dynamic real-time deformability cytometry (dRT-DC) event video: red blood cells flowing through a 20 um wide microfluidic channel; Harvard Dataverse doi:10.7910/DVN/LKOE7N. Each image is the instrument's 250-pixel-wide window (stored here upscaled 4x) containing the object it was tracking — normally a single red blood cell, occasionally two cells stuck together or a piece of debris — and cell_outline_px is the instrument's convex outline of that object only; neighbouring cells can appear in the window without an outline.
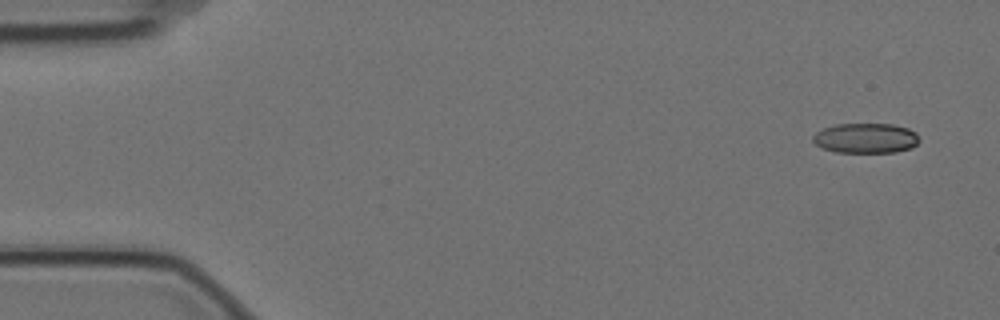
{"species": "Egyptian fruit bat (a non-hibernating species)", "species_latin": "Rousettus aegyptiacus", "temperature_condition": "cold", "stored_images_in_passage": 14, "camera_frame_rate_fps": 3000, "um_per_image_px": 0.085, "animal": {"sex": "female"}, "frame": {"image": 1, "passage_image": 1, "time_ms": 0.0, "image_size_px": [1000, 320], "cell_outline_px": [[920, 140], [912, 148], [896, 152], [836, 152], [824, 148], [816, 144], [812, 140], [812, 136], [816, 132], [824, 128], [836, 124], [892, 124], [908, 128], [916, 132]], "centroid_in_image_um": [73.61, 11.74], "position_along_channel_um": 11.4, "area_um2": 18.61}}
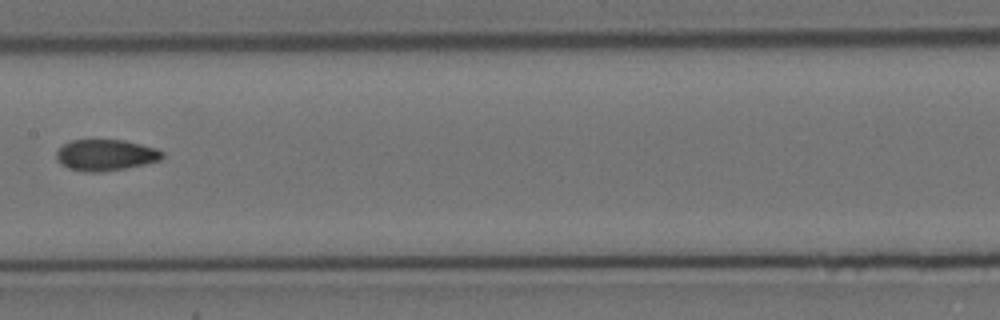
{"frame": {"image": 2, "passage_image": 7, "time_ms": 2.0, "image_size_px": [1000, 320], "cell_outline_px": [[164, 156], [160, 160], [144, 164], [124, 168], [100, 172], [84, 172], [68, 168], [60, 164], [56, 160], [56, 152], [64, 144], [72, 140], [124, 140], [156, 148], [164, 152]], "centroid_in_image_um": [8.96, 13.18], "position_along_channel_um": 198.4, "area_um2": 19.25}}
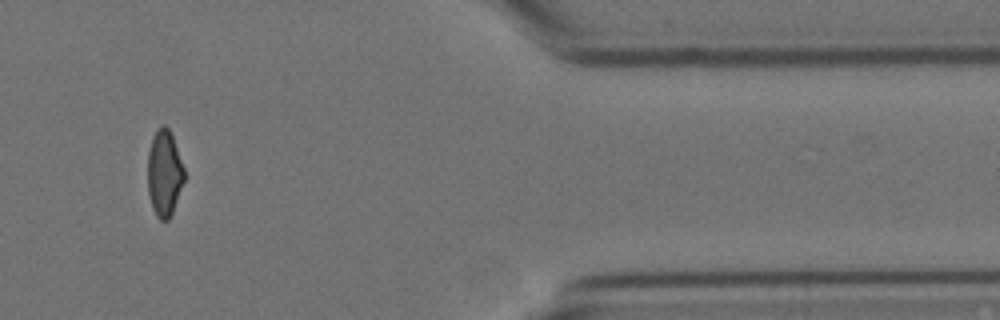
{"frame": {"image": 3, "passage_image": 12, "time_ms": 3.667, "image_size_px": [1000, 320], "cell_outline_px": [[184, 180], [172, 212], [168, 220], [160, 220], [156, 216], [152, 208], [148, 192], [148, 152], [152, 136], [156, 128], [160, 124], [164, 124], [168, 128], [172, 136], [184, 168]], "centroid_in_image_um": [13.94, 14.69], "position_along_channel_um": 397.5, "area_um2": 18.32}}